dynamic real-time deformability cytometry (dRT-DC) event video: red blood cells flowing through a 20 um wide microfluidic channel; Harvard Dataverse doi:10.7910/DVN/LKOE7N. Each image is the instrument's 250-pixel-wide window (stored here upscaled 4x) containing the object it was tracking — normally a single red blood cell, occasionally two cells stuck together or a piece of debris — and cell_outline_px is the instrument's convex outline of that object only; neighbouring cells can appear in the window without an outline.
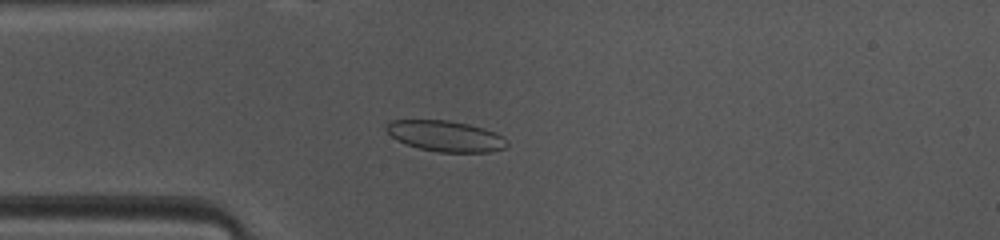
{"species": "common noctule bat (a hibernating species)", "species_latin": "Nyctalus noctula", "temperature_condition": "warm", "stored_images_in_passage": 45, "camera_frame_rate_fps": 3000, "um_per_image_px": 0.085, "animal": {"sex": "female", "body_mass_g": 10.0, "forearm_length_mm": 53.1}, "frame": {"image": 1, "passage_image": 9, "time_ms": 2.667, "image_size_px": [1000, 240], "cell_outline_px": [[508, 144], [504, 148], [488, 152], [440, 152], [420, 148], [396, 140], [384, 128], [392, 120], [448, 120], [468, 124], [484, 128], [496, 132], [504, 136], [508, 140]], "centroid_in_image_um": [37.91, 11.56], "position_along_channel_um": 47.1, "area_um2": 21.62}}
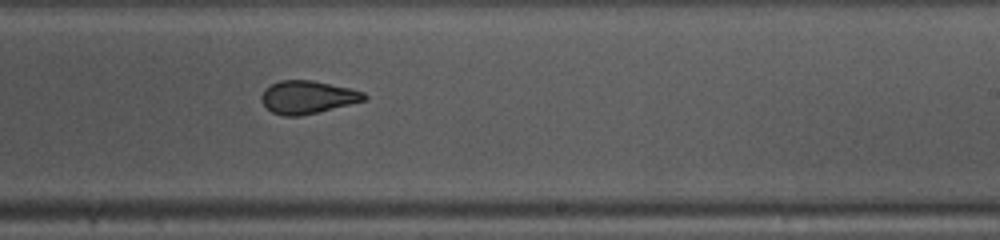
{"frame": {"image": 2, "passage_image": 25, "time_ms": 8.0, "image_size_px": [1000, 240], "cell_outline_px": [[368, 96], [364, 100], [300, 116], [284, 116], [272, 112], [260, 100], [260, 96], [264, 88], [280, 80], [312, 80], [348, 88], [364, 92]], "centroid_in_image_um": [26.08, 8.25], "position_along_channel_um": 262.9, "area_um2": 19.42}}
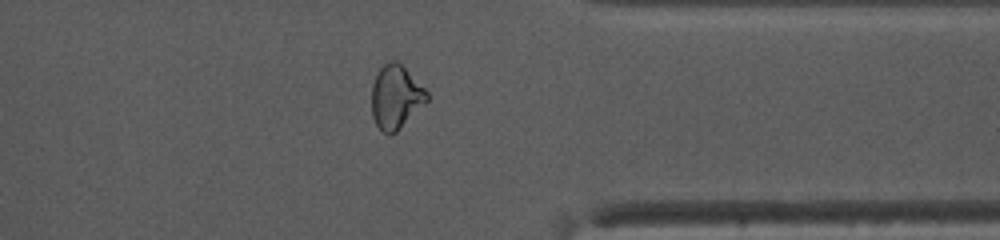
{"frame": {"image": 3, "passage_image": 34, "time_ms": 11.0, "image_size_px": [1000, 240], "cell_outline_px": [[428, 100], [396, 132], [388, 136], [376, 124], [372, 116], [372, 84], [376, 72], [384, 64], [392, 60], [400, 60], [428, 92]], "centroid_in_image_um": [33.64, 8.2], "position_along_channel_um": 377.8, "area_um2": 20.69}, "authors_computed_cell_mechanics": {"area_um2": 20.808, "velocity_mm_per_s": 4.1341, "shape_relaxation_time_tau1_ms": 4.4641, "shape_relaxation_time_tau2_ms": 1.4078, "deformation_change_tau1": 0.1399, "deformation_change_tau2": 0.0618}}